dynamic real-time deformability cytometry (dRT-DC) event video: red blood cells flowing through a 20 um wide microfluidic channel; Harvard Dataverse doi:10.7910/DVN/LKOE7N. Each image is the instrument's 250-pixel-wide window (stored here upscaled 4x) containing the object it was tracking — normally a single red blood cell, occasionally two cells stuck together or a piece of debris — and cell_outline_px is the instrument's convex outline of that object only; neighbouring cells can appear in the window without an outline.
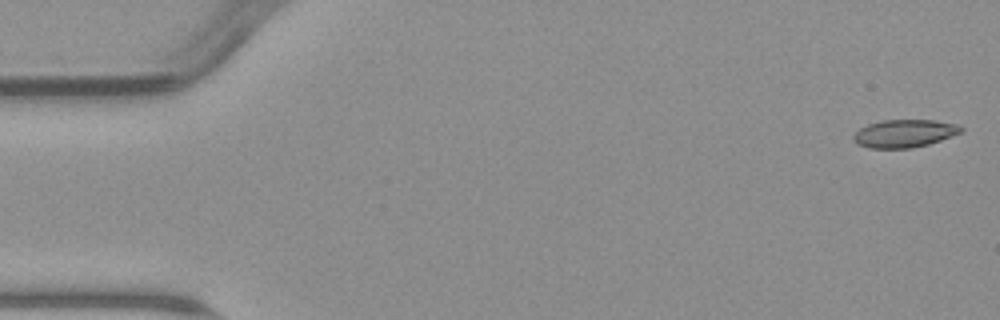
{"species": "common noctule bat (a hibernating species)", "species_latin": "Nyctalus noctula", "temperature_condition": "warm", "stored_images_in_passage": 4, "camera_frame_rate_fps": 3000, "um_per_image_px": 0.085, "animal": {"sex": "male", "body_mass_g": 23.1, "forearm_length_mm": 52.7}, "frame": {"image": 1, "passage_image": 1, "time_ms": 0.0, "image_size_px": [1000, 320], "cell_outline_px": [[964, 128], [960, 132], [940, 140], [928, 144], [912, 148], [868, 148], [856, 144], [852, 140], [852, 136], [860, 128], [868, 124], [880, 120], [936, 120], [960, 124]], "centroid_in_image_um": [76.85, 11.34], "position_along_channel_um": 8.2, "area_um2": 17.57}}